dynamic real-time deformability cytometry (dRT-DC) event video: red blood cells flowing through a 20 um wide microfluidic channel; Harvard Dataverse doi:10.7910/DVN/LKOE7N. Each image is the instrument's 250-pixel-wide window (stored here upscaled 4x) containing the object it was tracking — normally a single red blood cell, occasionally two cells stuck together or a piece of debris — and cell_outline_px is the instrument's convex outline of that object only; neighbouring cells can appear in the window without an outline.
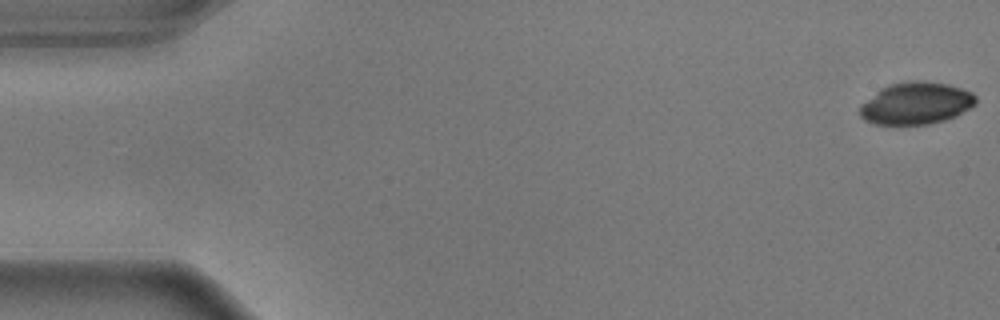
{"species": "common noctule bat (a hibernating species)", "species_latin": "Nyctalus noctula", "temperature_condition": "warm", "stored_images_in_passage": 56, "camera_frame_rate_fps": 3000, "um_per_image_px": 0.085, "animal": {"sex": "male", "body_mass_g": 17.9}, "frame": {"image": 1, "passage_image": 1, "time_ms": 0.0, "image_size_px": [1000, 320], "cell_outline_px": [[976, 104], [972, 108], [956, 116], [944, 120], [928, 124], [876, 124], [864, 120], [860, 116], [860, 104], [876, 92], [892, 84], [908, 80], [916, 80], [948, 84], [972, 92], [976, 96]], "centroid_in_image_um": [77.89, 8.78], "position_along_channel_um": 7.1, "area_um2": 28.38}}
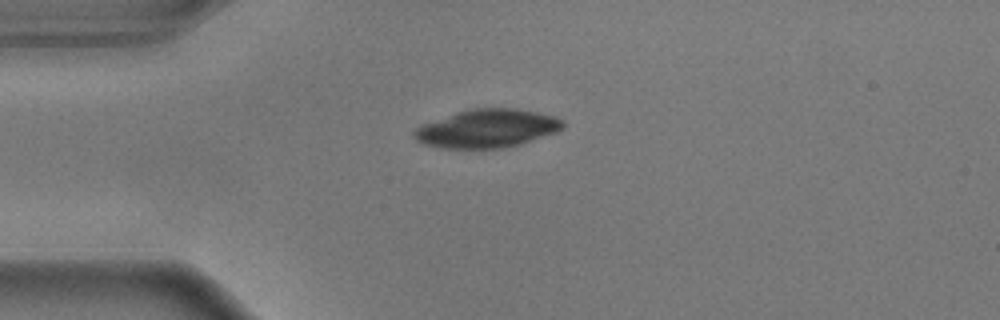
{"frame": {"image": 2, "passage_image": 14, "time_ms": 4.333, "image_size_px": [1000, 320], "cell_outline_px": [[564, 128], [556, 132], [520, 144], [500, 148], [440, 148], [424, 144], [416, 140], [412, 136], [412, 132], [416, 128], [424, 124], [472, 108], [516, 108], [556, 116], [564, 120]], "centroid_in_image_um": [41.44, 10.93], "position_along_channel_um": 43.6, "area_um2": 32.95}}
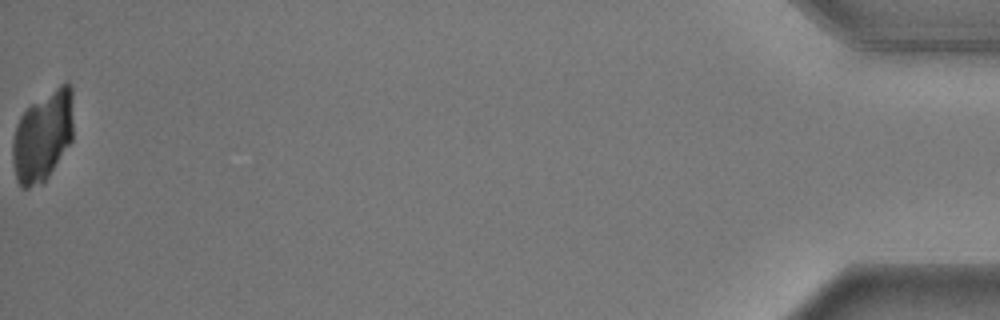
{"frame": {"image": 3, "passage_image": 56, "time_ms": 18.333, "image_size_px": [1000, 320], "cell_outline_px": [[72, 140], [44, 184], [28, 188], [20, 188], [16, 180], [12, 160], [12, 140], [16, 124], [20, 116], [32, 104], [60, 84], [68, 80], [72, 88]], "centroid_in_image_um": [3.62, 11.61], "position_along_channel_um": 431.6, "area_um2": 32.37}}